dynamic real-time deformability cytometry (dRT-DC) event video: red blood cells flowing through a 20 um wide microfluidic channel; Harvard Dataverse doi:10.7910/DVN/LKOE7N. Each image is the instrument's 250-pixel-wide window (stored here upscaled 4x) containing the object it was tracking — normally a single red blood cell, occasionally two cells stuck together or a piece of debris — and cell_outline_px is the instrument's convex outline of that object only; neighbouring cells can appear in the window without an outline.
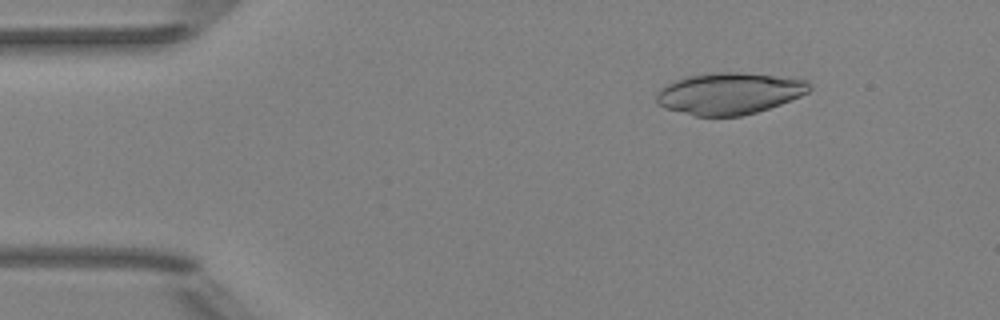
{"species": "Egyptian fruit bat (a non-hibernating species)", "species_latin": "Rousettus aegyptiacus", "temperature_condition": "room temperature", "stored_images_in_passage": 16, "camera_frame_rate_fps": 3000, "um_per_image_px": 0.085, "animal": {"sex": "female"}, "frame": {"image": 1, "passage_image": 7, "time_ms": 2.0, "image_size_px": [1000, 320], "cell_outline_px": [[812, 88], [808, 92], [800, 96], [780, 104], [756, 112], [740, 116], [692, 116], [664, 108], [656, 104], [656, 92], [664, 84], [672, 80], [684, 76], [708, 72], [740, 72], [808, 80], [812, 84]], "centroid_in_image_um": [61.91, 7.93], "position_along_channel_um": 23.1, "area_um2": 37.63}}